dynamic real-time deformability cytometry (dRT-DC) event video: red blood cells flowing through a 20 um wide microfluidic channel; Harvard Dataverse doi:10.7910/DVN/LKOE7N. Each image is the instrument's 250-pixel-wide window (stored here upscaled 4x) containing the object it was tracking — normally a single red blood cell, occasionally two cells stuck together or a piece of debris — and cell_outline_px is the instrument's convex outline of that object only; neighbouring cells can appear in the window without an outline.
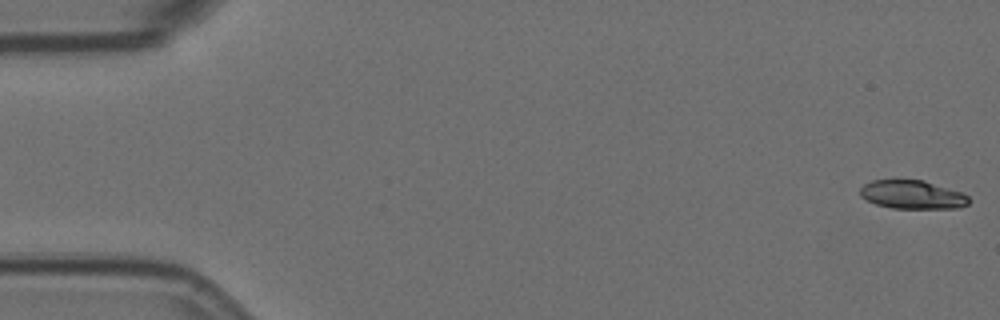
{"species": "Egyptian fruit bat (a non-hibernating species)", "species_latin": "Rousettus aegyptiacus", "temperature_condition": "room temperature", "stored_images_in_passage": 57, "camera_frame_rate_fps": 3000, "um_per_image_px": 0.085, "animal": {"sex": "female"}, "frame": {"image": 1, "passage_image": 1, "time_ms": 0.0, "image_size_px": [1000, 320], "cell_outline_px": [[968, 204], [956, 208], [892, 208], [876, 204], [860, 196], [860, 188], [864, 184], [872, 180], [924, 180], [964, 192], [968, 196]], "centroid_in_image_um": [77.56, 16.53], "position_along_channel_um": 7.4, "area_um2": 18.09}}
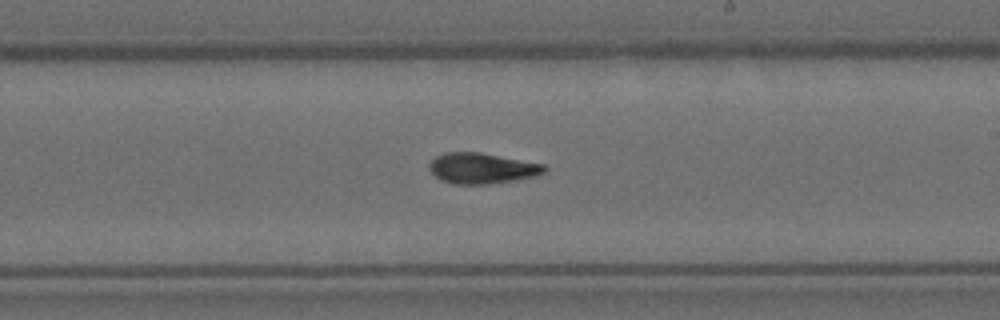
{"frame": {"image": 2, "passage_image": 33, "time_ms": 10.667, "image_size_px": [1000, 320], "cell_outline_px": [[548, 168], [544, 172], [536, 176], [516, 180], [488, 184], [452, 184], [440, 180], [428, 168], [428, 164], [436, 156], [444, 152], [480, 152], [544, 164]], "centroid_in_image_um": [40.96, 14.3], "position_along_channel_um": 248.0, "area_um2": 20.69}}
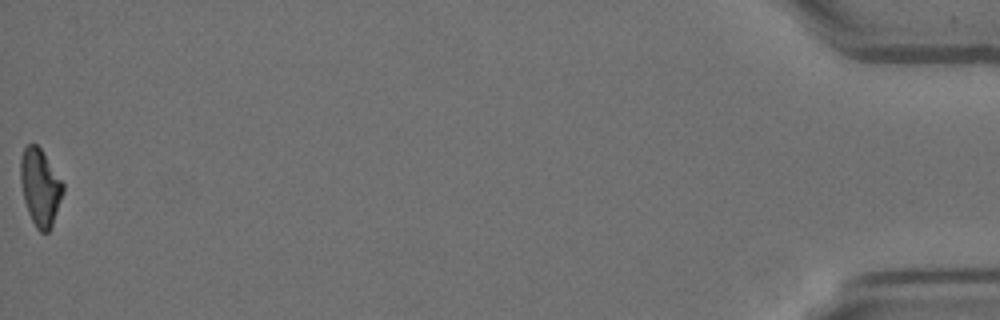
{"frame": {"image": 3, "passage_image": 57, "time_ms": 18.667, "image_size_px": [1000, 320], "cell_outline_px": [[64, 192], [52, 224], [48, 232], [40, 232], [36, 228], [28, 212], [24, 200], [20, 180], [20, 156], [24, 148], [28, 144], [36, 144], [40, 148], [64, 184]], "centroid_in_image_um": [3.4, 15.91], "position_along_channel_um": 431.8, "area_um2": 18.9}, "authors_computed_cell_mechanics": {"area_um2": 19.7676, "velocity_mm_per_s": 3.5745, "shape_relaxation_time_tau1_ms": null, "shape_relaxation_time_tau2_ms": 4.1495, "deformation_change_tau1": null, "deformation_change_tau2": 0.1018}}